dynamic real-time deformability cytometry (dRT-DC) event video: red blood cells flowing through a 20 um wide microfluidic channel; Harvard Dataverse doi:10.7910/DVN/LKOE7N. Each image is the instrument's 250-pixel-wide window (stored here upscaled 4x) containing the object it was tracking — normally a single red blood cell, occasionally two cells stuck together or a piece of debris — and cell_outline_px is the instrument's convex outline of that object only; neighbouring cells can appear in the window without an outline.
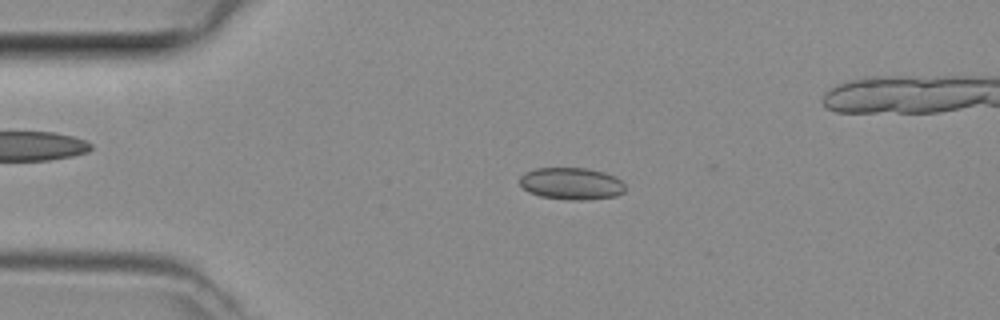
{"species": "common noctule bat (a hibernating species)", "species_latin": "Nyctalus noctula", "temperature_condition": "room temperature", "stored_images_in_passage": 25, "camera_frame_rate_fps": 3000, "um_per_image_px": 0.085, "animal": {"sex": "female", "body_mass_g": 29.2, "forearm_length_mm": 56.3}, "frame": {"image": 1, "passage_image": 10, "time_ms": 3.0, "image_size_px": [1000, 320], "cell_outline_px": [[624, 192], [616, 196], [584, 200], [572, 200], [540, 196], [528, 192], [520, 184], [520, 176], [524, 172], [536, 168], [588, 168], [604, 172], [616, 176], [624, 184]], "centroid_in_image_um": [48.57, 15.6], "position_along_channel_um": 36.4, "area_um2": 19.77}}
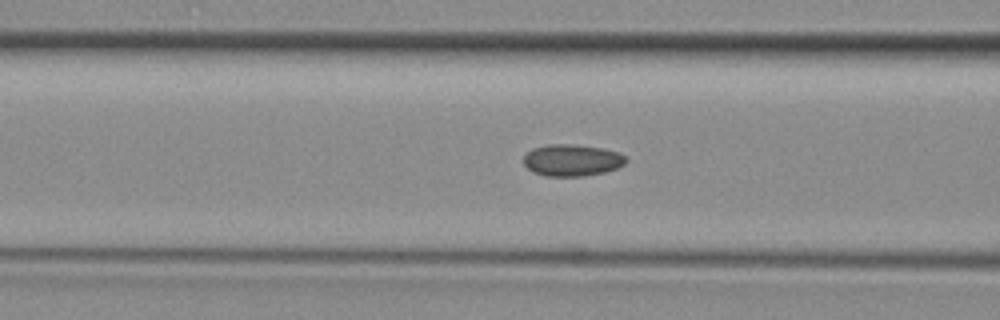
{"frame": {"image": 2, "passage_image": 18, "time_ms": 5.667, "image_size_px": [1000, 320], "cell_outline_px": [[628, 160], [624, 164], [616, 168], [604, 172], [584, 176], [548, 176], [532, 172], [524, 164], [524, 156], [532, 148], [548, 144], [572, 144], [600, 148], [620, 152]], "centroid_in_image_um": [48.61, 13.61], "position_along_channel_um": 118.0, "area_um2": 18.9}}
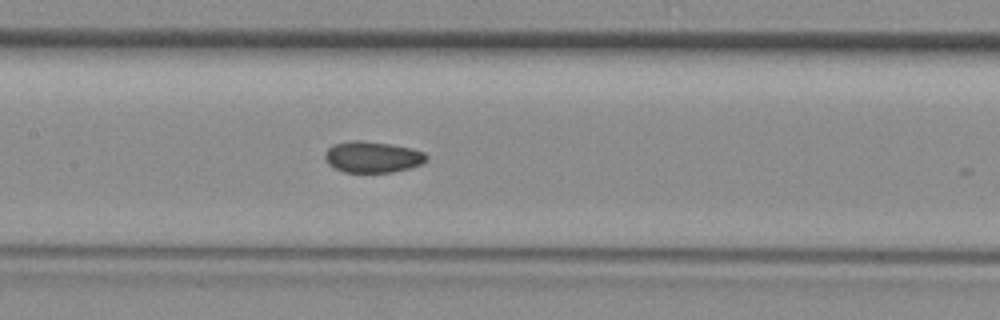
{"frame": {"image": 3, "passage_image": 22, "time_ms": 7.0, "image_size_px": [1000, 320], "cell_outline_px": [[428, 160], [420, 164], [408, 168], [392, 172], [344, 172], [328, 164], [324, 156], [324, 152], [332, 144], [348, 140], [360, 140], [392, 144], [412, 148], [424, 152], [428, 156]], "centroid_in_image_um": [31.65, 13.32], "position_along_channel_um": 175.8, "area_um2": 18.61}}